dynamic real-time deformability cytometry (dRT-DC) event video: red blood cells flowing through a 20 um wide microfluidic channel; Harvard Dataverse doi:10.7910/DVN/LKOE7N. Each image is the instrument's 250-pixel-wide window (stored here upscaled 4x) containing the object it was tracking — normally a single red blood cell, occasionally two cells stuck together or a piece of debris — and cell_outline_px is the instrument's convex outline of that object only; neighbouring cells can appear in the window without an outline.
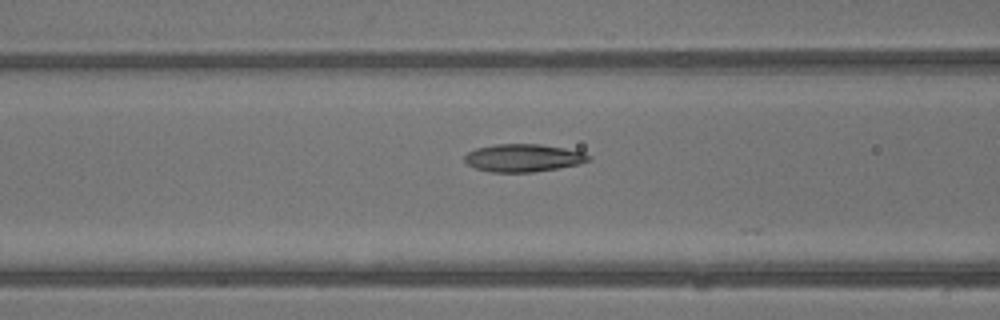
{"species": "common noctule bat (a hibernating species)", "species_latin": "Nyctalus noctula", "temperature_condition": "warm", "stored_images_in_passage": 20, "camera_frame_rate_fps": 3000, "um_per_image_px": 0.085, "animal": {"sex": "male", "body_mass_g": 13.3}, "frame": {"image": 1, "passage_image": 17, "time_ms": 5.333, "image_size_px": [1000, 320], "cell_outline_px": [[592, 160], [580, 164], [532, 172], [488, 172], [476, 168], [468, 164], [464, 160], [464, 156], [468, 152], [476, 148], [492, 144], [540, 144], [564, 148], [584, 152], [592, 156]], "centroid_in_image_um": [44.49, 13.41], "position_along_channel_um": 122.1, "area_um2": 20.17}}
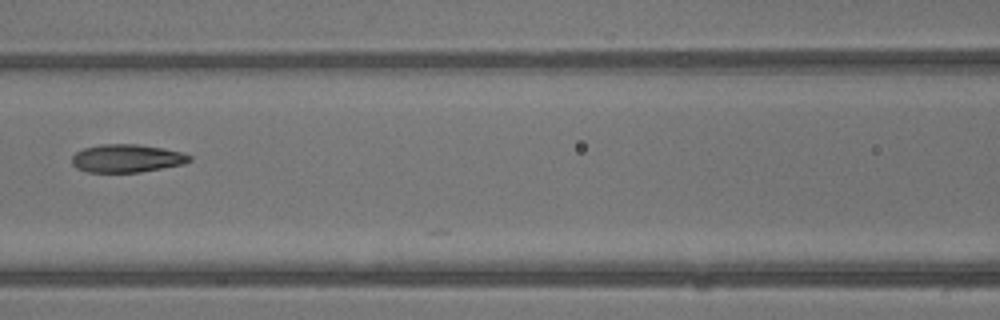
{"frame": {"image": 2, "passage_image": 19, "time_ms": 6.0, "image_size_px": [1000, 320], "cell_outline_px": [[192, 160], [184, 164], [140, 172], [88, 172], [76, 168], [72, 164], [72, 156], [76, 152], [84, 148], [100, 144], [136, 144], [164, 148], [184, 152], [192, 156]], "centroid_in_image_um": [10.8, 13.45], "position_along_channel_um": 155.8, "area_um2": 19.36}}